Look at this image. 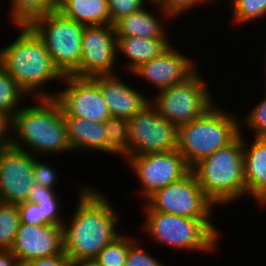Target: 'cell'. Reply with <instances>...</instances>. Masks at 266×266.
Instances as JSON below:
<instances>
[{
	"label": "cell",
	"mask_w": 266,
	"mask_h": 266,
	"mask_svg": "<svg viewBox=\"0 0 266 266\" xmlns=\"http://www.w3.org/2000/svg\"><path fill=\"white\" fill-rule=\"evenodd\" d=\"M95 189L80 186L77 208L70 223L63 224L64 253L76 261L93 260L120 235L115 228L121 220L119 213L105 194Z\"/></svg>",
	"instance_id": "cell-1"
},
{
	"label": "cell",
	"mask_w": 266,
	"mask_h": 266,
	"mask_svg": "<svg viewBox=\"0 0 266 266\" xmlns=\"http://www.w3.org/2000/svg\"><path fill=\"white\" fill-rule=\"evenodd\" d=\"M34 101L35 104L21 107L11 119L10 145L36 157L73 152L59 102L55 98Z\"/></svg>",
	"instance_id": "cell-2"
},
{
	"label": "cell",
	"mask_w": 266,
	"mask_h": 266,
	"mask_svg": "<svg viewBox=\"0 0 266 266\" xmlns=\"http://www.w3.org/2000/svg\"><path fill=\"white\" fill-rule=\"evenodd\" d=\"M15 27L21 32L15 41L0 49V64L29 97L55 98V92H46L43 88L49 81H63L64 75L54 65L42 40L28 25Z\"/></svg>",
	"instance_id": "cell-3"
},
{
	"label": "cell",
	"mask_w": 266,
	"mask_h": 266,
	"mask_svg": "<svg viewBox=\"0 0 266 266\" xmlns=\"http://www.w3.org/2000/svg\"><path fill=\"white\" fill-rule=\"evenodd\" d=\"M242 132L241 127V134L232 143L191 168L205 196L216 208L246 196Z\"/></svg>",
	"instance_id": "cell-4"
},
{
	"label": "cell",
	"mask_w": 266,
	"mask_h": 266,
	"mask_svg": "<svg viewBox=\"0 0 266 266\" xmlns=\"http://www.w3.org/2000/svg\"><path fill=\"white\" fill-rule=\"evenodd\" d=\"M217 106L214 103L197 119L178 126L177 151L190 168L241 134L240 117Z\"/></svg>",
	"instance_id": "cell-5"
},
{
	"label": "cell",
	"mask_w": 266,
	"mask_h": 266,
	"mask_svg": "<svg viewBox=\"0 0 266 266\" xmlns=\"http://www.w3.org/2000/svg\"><path fill=\"white\" fill-rule=\"evenodd\" d=\"M143 229L154 243L177 250L213 252L220 240V232L212 219H192L165 212L153 211L147 204L143 207Z\"/></svg>",
	"instance_id": "cell-6"
},
{
	"label": "cell",
	"mask_w": 266,
	"mask_h": 266,
	"mask_svg": "<svg viewBox=\"0 0 266 266\" xmlns=\"http://www.w3.org/2000/svg\"><path fill=\"white\" fill-rule=\"evenodd\" d=\"M28 26L42 40L54 65L64 76L79 67L84 25L54 9L34 18Z\"/></svg>",
	"instance_id": "cell-7"
},
{
	"label": "cell",
	"mask_w": 266,
	"mask_h": 266,
	"mask_svg": "<svg viewBox=\"0 0 266 266\" xmlns=\"http://www.w3.org/2000/svg\"><path fill=\"white\" fill-rule=\"evenodd\" d=\"M199 71L184 82L161 89L157 91V95L150 97V103L170 123L177 126L188 123L214 104L206 81Z\"/></svg>",
	"instance_id": "cell-8"
},
{
	"label": "cell",
	"mask_w": 266,
	"mask_h": 266,
	"mask_svg": "<svg viewBox=\"0 0 266 266\" xmlns=\"http://www.w3.org/2000/svg\"><path fill=\"white\" fill-rule=\"evenodd\" d=\"M146 201L153 211L192 219H211L212 210L216 207L205 196L192 171L182 179L156 190Z\"/></svg>",
	"instance_id": "cell-9"
},
{
	"label": "cell",
	"mask_w": 266,
	"mask_h": 266,
	"mask_svg": "<svg viewBox=\"0 0 266 266\" xmlns=\"http://www.w3.org/2000/svg\"><path fill=\"white\" fill-rule=\"evenodd\" d=\"M129 157L167 152L178 147V126L170 123L148 103L128 119Z\"/></svg>",
	"instance_id": "cell-10"
},
{
	"label": "cell",
	"mask_w": 266,
	"mask_h": 266,
	"mask_svg": "<svg viewBox=\"0 0 266 266\" xmlns=\"http://www.w3.org/2000/svg\"><path fill=\"white\" fill-rule=\"evenodd\" d=\"M126 160L127 165L131 166L139 179V183L141 182L140 196L145 199L156 190L182 179L191 171L177 149L128 157Z\"/></svg>",
	"instance_id": "cell-11"
},
{
	"label": "cell",
	"mask_w": 266,
	"mask_h": 266,
	"mask_svg": "<svg viewBox=\"0 0 266 266\" xmlns=\"http://www.w3.org/2000/svg\"><path fill=\"white\" fill-rule=\"evenodd\" d=\"M65 88L56 92L63 116H75L92 122H105L111 117L98 83L92 77L65 75Z\"/></svg>",
	"instance_id": "cell-12"
},
{
	"label": "cell",
	"mask_w": 266,
	"mask_h": 266,
	"mask_svg": "<svg viewBox=\"0 0 266 266\" xmlns=\"http://www.w3.org/2000/svg\"><path fill=\"white\" fill-rule=\"evenodd\" d=\"M116 34L113 25L85 26L79 67L71 74L94 77L116 74Z\"/></svg>",
	"instance_id": "cell-13"
},
{
	"label": "cell",
	"mask_w": 266,
	"mask_h": 266,
	"mask_svg": "<svg viewBox=\"0 0 266 266\" xmlns=\"http://www.w3.org/2000/svg\"><path fill=\"white\" fill-rule=\"evenodd\" d=\"M34 155L12 145L0 150V201H27L33 180Z\"/></svg>",
	"instance_id": "cell-14"
},
{
	"label": "cell",
	"mask_w": 266,
	"mask_h": 266,
	"mask_svg": "<svg viewBox=\"0 0 266 266\" xmlns=\"http://www.w3.org/2000/svg\"><path fill=\"white\" fill-rule=\"evenodd\" d=\"M10 251L23 266L25 263L60 255L63 250V227L19 223Z\"/></svg>",
	"instance_id": "cell-15"
},
{
	"label": "cell",
	"mask_w": 266,
	"mask_h": 266,
	"mask_svg": "<svg viewBox=\"0 0 266 266\" xmlns=\"http://www.w3.org/2000/svg\"><path fill=\"white\" fill-rule=\"evenodd\" d=\"M196 65L171 44L159 56L141 64L132 74L161 90L184 82L198 70Z\"/></svg>",
	"instance_id": "cell-16"
},
{
	"label": "cell",
	"mask_w": 266,
	"mask_h": 266,
	"mask_svg": "<svg viewBox=\"0 0 266 266\" xmlns=\"http://www.w3.org/2000/svg\"><path fill=\"white\" fill-rule=\"evenodd\" d=\"M92 78L98 83L111 117L130 119L150 103L148 96L124 83L117 74Z\"/></svg>",
	"instance_id": "cell-17"
},
{
	"label": "cell",
	"mask_w": 266,
	"mask_h": 266,
	"mask_svg": "<svg viewBox=\"0 0 266 266\" xmlns=\"http://www.w3.org/2000/svg\"><path fill=\"white\" fill-rule=\"evenodd\" d=\"M242 143L246 194L266 207V139L254 137L248 145L242 133Z\"/></svg>",
	"instance_id": "cell-18"
},
{
	"label": "cell",
	"mask_w": 266,
	"mask_h": 266,
	"mask_svg": "<svg viewBox=\"0 0 266 266\" xmlns=\"http://www.w3.org/2000/svg\"><path fill=\"white\" fill-rule=\"evenodd\" d=\"M154 6L155 8H158L159 13L163 16L161 17V21L159 19L160 16H156V14L154 15V12H150L149 8L143 7L139 11L121 18L113 25L116 37H168L167 30L164 28V23L173 19L157 4L156 1H154ZM163 20L166 21L163 22Z\"/></svg>",
	"instance_id": "cell-19"
},
{
	"label": "cell",
	"mask_w": 266,
	"mask_h": 266,
	"mask_svg": "<svg viewBox=\"0 0 266 266\" xmlns=\"http://www.w3.org/2000/svg\"><path fill=\"white\" fill-rule=\"evenodd\" d=\"M68 140L73 151H100L106 153V132L104 122H92L75 116H63Z\"/></svg>",
	"instance_id": "cell-20"
},
{
	"label": "cell",
	"mask_w": 266,
	"mask_h": 266,
	"mask_svg": "<svg viewBox=\"0 0 266 266\" xmlns=\"http://www.w3.org/2000/svg\"><path fill=\"white\" fill-rule=\"evenodd\" d=\"M169 41L168 37H116L117 57L122 53L126 56L128 62L125 68L132 73L141 64L159 56L171 45Z\"/></svg>",
	"instance_id": "cell-21"
},
{
	"label": "cell",
	"mask_w": 266,
	"mask_h": 266,
	"mask_svg": "<svg viewBox=\"0 0 266 266\" xmlns=\"http://www.w3.org/2000/svg\"><path fill=\"white\" fill-rule=\"evenodd\" d=\"M57 10L84 26L111 24L108 0H62Z\"/></svg>",
	"instance_id": "cell-22"
},
{
	"label": "cell",
	"mask_w": 266,
	"mask_h": 266,
	"mask_svg": "<svg viewBox=\"0 0 266 266\" xmlns=\"http://www.w3.org/2000/svg\"><path fill=\"white\" fill-rule=\"evenodd\" d=\"M24 98L29 97L0 64V113L11 120L21 108L18 105L25 100Z\"/></svg>",
	"instance_id": "cell-23"
},
{
	"label": "cell",
	"mask_w": 266,
	"mask_h": 266,
	"mask_svg": "<svg viewBox=\"0 0 266 266\" xmlns=\"http://www.w3.org/2000/svg\"><path fill=\"white\" fill-rule=\"evenodd\" d=\"M106 153L124 158L129 157L128 119L110 117L105 122Z\"/></svg>",
	"instance_id": "cell-24"
},
{
	"label": "cell",
	"mask_w": 266,
	"mask_h": 266,
	"mask_svg": "<svg viewBox=\"0 0 266 266\" xmlns=\"http://www.w3.org/2000/svg\"><path fill=\"white\" fill-rule=\"evenodd\" d=\"M10 2L8 18L14 25H28L34 18L53 10L44 0H10Z\"/></svg>",
	"instance_id": "cell-25"
},
{
	"label": "cell",
	"mask_w": 266,
	"mask_h": 266,
	"mask_svg": "<svg viewBox=\"0 0 266 266\" xmlns=\"http://www.w3.org/2000/svg\"><path fill=\"white\" fill-rule=\"evenodd\" d=\"M17 204L0 201V250H10L19 226Z\"/></svg>",
	"instance_id": "cell-26"
},
{
	"label": "cell",
	"mask_w": 266,
	"mask_h": 266,
	"mask_svg": "<svg viewBox=\"0 0 266 266\" xmlns=\"http://www.w3.org/2000/svg\"><path fill=\"white\" fill-rule=\"evenodd\" d=\"M120 234L110 244H107L93 259L99 266H124L129 245L134 238Z\"/></svg>",
	"instance_id": "cell-27"
},
{
	"label": "cell",
	"mask_w": 266,
	"mask_h": 266,
	"mask_svg": "<svg viewBox=\"0 0 266 266\" xmlns=\"http://www.w3.org/2000/svg\"><path fill=\"white\" fill-rule=\"evenodd\" d=\"M228 3L233 14L232 22L239 26L266 17V0H229Z\"/></svg>",
	"instance_id": "cell-28"
},
{
	"label": "cell",
	"mask_w": 266,
	"mask_h": 266,
	"mask_svg": "<svg viewBox=\"0 0 266 266\" xmlns=\"http://www.w3.org/2000/svg\"><path fill=\"white\" fill-rule=\"evenodd\" d=\"M244 118L245 120L240 121V126L249 127L255 138L266 139V95L260 103L256 104L250 111L248 110V114Z\"/></svg>",
	"instance_id": "cell-29"
},
{
	"label": "cell",
	"mask_w": 266,
	"mask_h": 266,
	"mask_svg": "<svg viewBox=\"0 0 266 266\" xmlns=\"http://www.w3.org/2000/svg\"><path fill=\"white\" fill-rule=\"evenodd\" d=\"M146 5L153 6L154 1H151V0H108L109 16H110L111 25H114L121 18L139 11Z\"/></svg>",
	"instance_id": "cell-30"
},
{
	"label": "cell",
	"mask_w": 266,
	"mask_h": 266,
	"mask_svg": "<svg viewBox=\"0 0 266 266\" xmlns=\"http://www.w3.org/2000/svg\"><path fill=\"white\" fill-rule=\"evenodd\" d=\"M157 4L172 18L187 13L186 11L200 5L215 3V0H156Z\"/></svg>",
	"instance_id": "cell-31"
},
{
	"label": "cell",
	"mask_w": 266,
	"mask_h": 266,
	"mask_svg": "<svg viewBox=\"0 0 266 266\" xmlns=\"http://www.w3.org/2000/svg\"><path fill=\"white\" fill-rule=\"evenodd\" d=\"M137 241L138 240L135 239L129 245L128 255L124 266H165L158 261V259L149 254L146 249H143Z\"/></svg>",
	"instance_id": "cell-32"
},
{
	"label": "cell",
	"mask_w": 266,
	"mask_h": 266,
	"mask_svg": "<svg viewBox=\"0 0 266 266\" xmlns=\"http://www.w3.org/2000/svg\"><path fill=\"white\" fill-rule=\"evenodd\" d=\"M36 158L37 157L35 156L33 164V180H36L41 186L54 189L57 182L56 180H58V173L56 172L58 169H55L51 164L49 165L47 162H42V160L40 161V159Z\"/></svg>",
	"instance_id": "cell-33"
},
{
	"label": "cell",
	"mask_w": 266,
	"mask_h": 266,
	"mask_svg": "<svg viewBox=\"0 0 266 266\" xmlns=\"http://www.w3.org/2000/svg\"><path fill=\"white\" fill-rule=\"evenodd\" d=\"M38 206L42 211V216H44L45 221L49 225L63 227L65 220L61 217V203L58 198L39 200Z\"/></svg>",
	"instance_id": "cell-34"
},
{
	"label": "cell",
	"mask_w": 266,
	"mask_h": 266,
	"mask_svg": "<svg viewBox=\"0 0 266 266\" xmlns=\"http://www.w3.org/2000/svg\"><path fill=\"white\" fill-rule=\"evenodd\" d=\"M19 211L20 223L33 224V225H49L44 216H42V211L37 203H32L29 201H24L17 204Z\"/></svg>",
	"instance_id": "cell-35"
},
{
	"label": "cell",
	"mask_w": 266,
	"mask_h": 266,
	"mask_svg": "<svg viewBox=\"0 0 266 266\" xmlns=\"http://www.w3.org/2000/svg\"><path fill=\"white\" fill-rule=\"evenodd\" d=\"M58 198L55 189L39 185L36 180H32L31 187L27 195V201L39 203V200Z\"/></svg>",
	"instance_id": "cell-36"
},
{
	"label": "cell",
	"mask_w": 266,
	"mask_h": 266,
	"mask_svg": "<svg viewBox=\"0 0 266 266\" xmlns=\"http://www.w3.org/2000/svg\"><path fill=\"white\" fill-rule=\"evenodd\" d=\"M11 120L0 113V150L10 145Z\"/></svg>",
	"instance_id": "cell-37"
},
{
	"label": "cell",
	"mask_w": 266,
	"mask_h": 266,
	"mask_svg": "<svg viewBox=\"0 0 266 266\" xmlns=\"http://www.w3.org/2000/svg\"><path fill=\"white\" fill-rule=\"evenodd\" d=\"M0 266H22L10 250H0Z\"/></svg>",
	"instance_id": "cell-38"
},
{
	"label": "cell",
	"mask_w": 266,
	"mask_h": 266,
	"mask_svg": "<svg viewBox=\"0 0 266 266\" xmlns=\"http://www.w3.org/2000/svg\"><path fill=\"white\" fill-rule=\"evenodd\" d=\"M77 264L78 261L67 256L64 252L60 255L53 256V266H77Z\"/></svg>",
	"instance_id": "cell-39"
},
{
	"label": "cell",
	"mask_w": 266,
	"mask_h": 266,
	"mask_svg": "<svg viewBox=\"0 0 266 266\" xmlns=\"http://www.w3.org/2000/svg\"><path fill=\"white\" fill-rule=\"evenodd\" d=\"M23 266H53V256L34 259L25 263Z\"/></svg>",
	"instance_id": "cell-40"
},
{
	"label": "cell",
	"mask_w": 266,
	"mask_h": 266,
	"mask_svg": "<svg viewBox=\"0 0 266 266\" xmlns=\"http://www.w3.org/2000/svg\"><path fill=\"white\" fill-rule=\"evenodd\" d=\"M53 10L57 9L60 5L62 0H44Z\"/></svg>",
	"instance_id": "cell-41"
},
{
	"label": "cell",
	"mask_w": 266,
	"mask_h": 266,
	"mask_svg": "<svg viewBox=\"0 0 266 266\" xmlns=\"http://www.w3.org/2000/svg\"><path fill=\"white\" fill-rule=\"evenodd\" d=\"M77 266H99V265L93 260H84V261H78Z\"/></svg>",
	"instance_id": "cell-42"
}]
</instances>
